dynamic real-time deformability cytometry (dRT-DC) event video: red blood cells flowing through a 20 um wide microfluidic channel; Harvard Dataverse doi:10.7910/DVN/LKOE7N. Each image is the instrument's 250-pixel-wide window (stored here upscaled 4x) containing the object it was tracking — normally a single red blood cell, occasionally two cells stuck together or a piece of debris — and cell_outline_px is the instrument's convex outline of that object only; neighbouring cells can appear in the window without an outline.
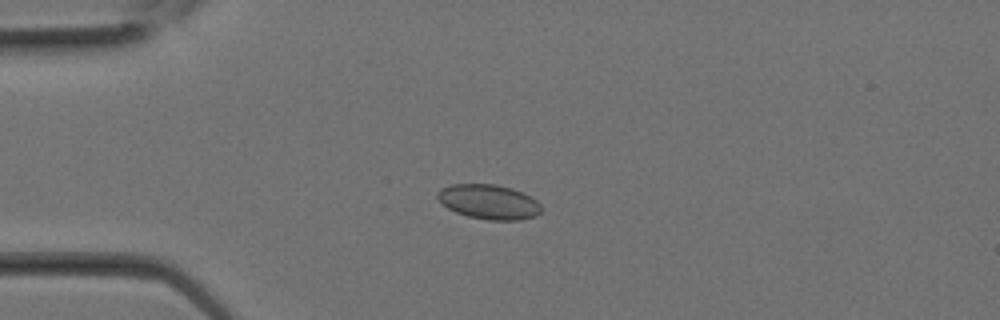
{"species": "Egyptian fruit bat (a non-hibernating species)", "species_latin": "Rousettus aegyptiacus", "temperature_condition": "room temperature", "stored_images_in_passage": 15, "camera_frame_rate_fps": 3000, "um_per_image_px": 0.085, "animal": {"sex": "female"}, "frame": {"image": 1, "passage_image": 7, "time_ms": 2.0, "image_size_px": [1000, 320], "cell_outline_px": [[544, 208], [536, 216], [520, 220], [488, 220], [468, 216], [456, 212], [448, 208], [436, 196], [436, 192], [440, 188], [452, 184], [496, 184], [512, 188], [536, 200]], "centroid_in_image_um": [41.55, 17.15], "position_along_channel_um": 43.4, "area_um2": 20.98}}
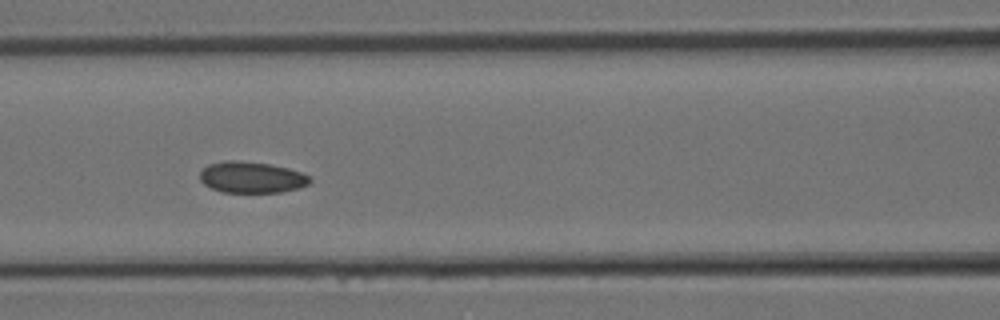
{"frame": {"image": 2, "passage_image": 12, "time_ms": 3.667, "image_size_px": [1000, 320], "cell_outline_px": [[312, 180], [308, 184], [296, 188], [280, 192], [224, 192], [212, 188], [204, 184], [200, 180], [200, 172], [208, 164], [224, 160], [236, 160], [272, 164], [288, 168], [300, 172], [308, 176]], "centroid_in_image_um": [21.36, 15.05], "position_along_channel_um": 145.2, "area_um2": 19.94}}
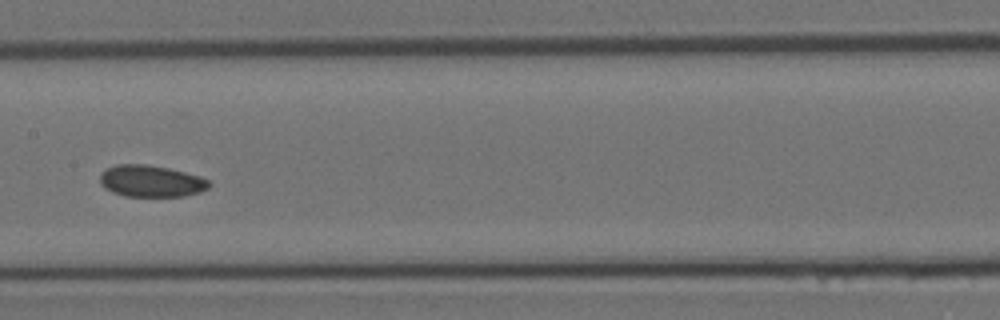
{"frame": {"image": 3, "passage_image": 14, "time_ms": 4.333, "image_size_px": [1000, 320], "cell_outline_px": [[212, 184], [208, 188], [200, 192], [184, 196], [124, 196], [112, 192], [104, 188], [100, 184], [100, 176], [104, 168], [116, 164], [148, 164], [168, 168], [200, 176], [208, 180]], "centroid_in_image_um": [12.82, 15.39], "position_along_channel_um": 194.6, "area_um2": 20.35}}